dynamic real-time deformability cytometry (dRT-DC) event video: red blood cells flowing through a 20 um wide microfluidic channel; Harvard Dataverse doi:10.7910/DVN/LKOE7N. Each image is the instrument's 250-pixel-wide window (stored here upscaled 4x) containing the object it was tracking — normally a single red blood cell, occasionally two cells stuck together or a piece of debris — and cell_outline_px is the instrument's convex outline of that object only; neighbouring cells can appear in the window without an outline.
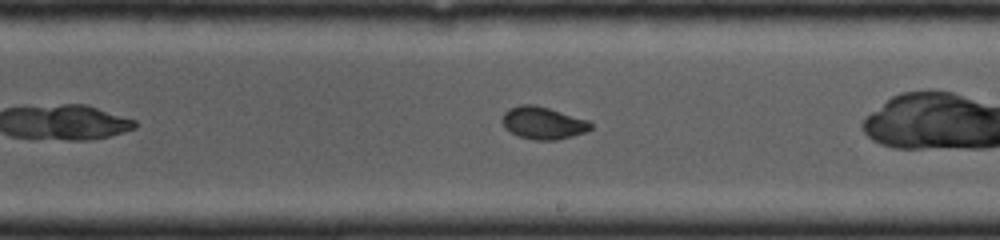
{"species": "common noctule bat (a hibernating species)", "species_latin": "Nyctalus noctula", "temperature_condition": "cold", "stored_images_in_passage": 23, "camera_frame_rate_fps": 4000, "um_per_image_px": 0.085, "animal": {"sex": "female", "body_mass_g": 19.0, "forearm_length_mm": 53.3}, "frame": {"image": 1, "passage_image": 10, "time_ms": 4.0, "image_size_px": [1000, 240], "cell_outline_px": [[592, 128], [584, 132], [572, 136], [556, 140], [536, 140], [516, 136], [504, 128], [500, 120], [504, 112], [508, 108], [520, 104], [536, 104], [588, 120], [592, 124]], "centroid_in_image_um": [46.1, 10.44], "position_along_channel_um": 242.9, "area_um2": 16.94}}